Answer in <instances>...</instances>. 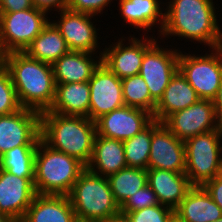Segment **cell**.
<instances>
[{
    "label": "cell",
    "instance_id": "obj_41",
    "mask_svg": "<svg viewBox=\"0 0 222 222\" xmlns=\"http://www.w3.org/2000/svg\"><path fill=\"white\" fill-rule=\"evenodd\" d=\"M169 222H184V221H183L182 219H180L176 214H174V215L170 218Z\"/></svg>",
    "mask_w": 222,
    "mask_h": 222
},
{
    "label": "cell",
    "instance_id": "obj_28",
    "mask_svg": "<svg viewBox=\"0 0 222 222\" xmlns=\"http://www.w3.org/2000/svg\"><path fill=\"white\" fill-rule=\"evenodd\" d=\"M37 145H22L6 151L0 157V169L20 178H34Z\"/></svg>",
    "mask_w": 222,
    "mask_h": 222
},
{
    "label": "cell",
    "instance_id": "obj_40",
    "mask_svg": "<svg viewBox=\"0 0 222 222\" xmlns=\"http://www.w3.org/2000/svg\"><path fill=\"white\" fill-rule=\"evenodd\" d=\"M0 222H14L7 215L0 212Z\"/></svg>",
    "mask_w": 222,
    "mask_h": 222
},
{
    "label": "cell",
    "instance_id": "obj_18",
    "mask_svg": "<svg viewBox=\"0 0 222 222\" xmlns=\"http://www.w3.org/2000/svg\"><path fill=\"white\" fill-rule=\"evenodd\" d=\"M148 185L161 205L175 210L193 187L185 173L163 169H147Z\"/></svg>",
    "mask_w": 222,
    "mask_h": 222
},
{
    "label": "cell",
    "instance_id": "obj_22",
    "mask_svg": "<svg viewBox=\"0 0 222 222\" xmlns=\"http://www.w3.org/2000/svg\"><path fill=\"white\" fill-rule=\"evenodd\" d=\"M127 167L123 141L110 139L96 133L93 153L86 168L91 172L109 177Z\"/></svg>",
    "mask_w": 222,
    "mask_h": 222
},
{
    "label": "cell",
    "instance_id": "obj_34",
    "mask_svg": "<svg viewBox=\"0 0 222 222\" xmlns=\"http://www.w3.org/2000/svg\"><path fill=\"white\" fill-rule=\"evenodd\" d=\"M112 0H68L67 8L76 12L97 15L103 14L106 6L111 5ZM102 12V13H101Z\"/></svg>",
    "mask_w": 222,
    "mask_h": 222
},
{
    "label": "cell",
    "instance_id": "obj_33",
    "mask_svg": "<svg viewBox=\"0 0 222 222\" xmlns=\"http://www.w3.org/2000/svg\"><path fill=\"white\" fill-rule=\"evenodd\" d=\"M157 204H160L157 195L149 185H146L126 200V202L120 207V212L128 213L149 206H155Z\"/></svg>",
    "mask_w": 222,
    "mask_h": 222
},
{
    "label": "cell",
    "instance_id": "obj_17",
    "mask_svg": "<svg viewBox=\"0 0 222 222\" xmlns=\"http://www.w3.org/2000/svg\"><path fill=\"white\" fill-rule=\"evenodd\" d=\"M37 195L34 178H20L0 169V212L21 222Z\"/></svg>",
    "mask_w": 222,
    "mask_h": 222
},
{
    "label": "cell",
    "instance_id": "obj_20",
    "mask_svg": "<svg viewBox=\"0 0 222 222\" xmlns=\"http://www.w3.org/2000/svg\"><path fill=\"white\" fill-rule=\"evenodd\" d=\"M21 222H78L67 195H36Z\"/></svg>",
    "mask_w": 222,
    "mask_h": 222
},
{
    "label": "cell",
    "instance_id": "obj_31",
    "mask_svg": "<svg viewBox=\"0 0 222 222\" xmlns=\"http://www.w3.org/2000/svg\"><path fill=\"white\" fill-rule=\"evenodd\" d=\"M22 109L11 75L0 62V116L15 113Z\"/></svg>",
    "mask_w": 222,
    "mask_h": 222
},
{
    "label": "cell",
    "instance_id": "obj_9",
    "mask_svg": "<svg viewBox=\"0 0 222 222\" xmlns=\"http://www.w3.org/2000/svg\"><path fill=\"white\" fill-rule=\"evenodd\" d=\"M180 49L160 47L157 39L145 50L140 75L151 97L158 102L172 77L178 71Z\"/></svg>",
    "mask_w": 222,
    "mask_h": 222
},
{
    "label": "cell",
    "instance_id": "obj_12",
    "mask_svg": "<svg viewBox=\"0 0 222 222\" xmlns=\"http://www.w3.org/2000/svg\"><path fill=\"white\" fill-rule=\"evenodd\" d=\"M41 133V113L22 108L0 116V157L22 145H38Z\"/></svg>",
    "mask_w": 222,
    "mask_h": 222
},
{
    "label": "cell",
    "instance_id": "obj_43",
    "mask_svg": "<svg viewBox=\"0 0 222 222\" xmlns=\"http://www.w3.org/2000/svg\"><path fill=\"white\" fill-rule=\"evenodd\" d=\"M214 222H222V217Z\"/></svg>",
    "mask_w": 222,
    "mask_h": 222
},
{
    "label": "cell",
    "instance_id": "obj_4",
    "mask_svg": "<svg viewBox=\"0 0 222 222\" xmlns=\"http://www.w3.org/2000/svg\"><path fill=\"white\" fill-rule=\"evenodd\" d=\"M86 166L77 158L54 150L41 139L34 160V187L38 195H68Z\"/></svg>",
    "mask_w": 222,
    "mask_h": 222
},
{
    "label": "cell",
    "instance_id": "obj_27",
    "mask_svg": "<svg viewBox=\"0 0 222 222\" xmlns=\"http://www.w3.org/2000/svg\"><path fill=\"white\" fill-rule=\"evenodd\" d=\"M114 200L121 207L126 200L140 189L148 185L147 170L125 167L107 177Z\"/></svg>",
    "mask_w": 222,
    "mask_h": 222
},
{
    "label": "cell",
    "instance_id": "obj_3",
    "mask_svg": "<svg viewBox=\"0 0 222 222\" xmlns=\"http://www.w3.org/2000/svg\"><path fill=\"white\" fill-rule=\"evenodd\" d=\"M96 133V122L88 117L65 116L49 110L41 113V140L85 166L92 157Z\"/></svg>",
    "mask_w": 222,
    "mask_h": 222
},
{
    "label": "cell",
    "instance_id": "obj_23",
    "mask_svg": "<svg viewBox=\"0 0 222 222\" xmlns=\"http://www.w3.org/2000/svg\"><path fill=\"white\" fill-rule=\"evenodd\" d=\"M174 211L184 222H214L222 217V209L202 186H193Z\"/></svg>",
    "mask_w": 222,
    "mask_h": 222
},
{
    "label": "cell",
    "instance_id": "obj_2",
    "mask_svg": "<svg viewBox=\"0 0 222 222\" xmlns=\"http://www.w3.org/2000/svg\"><path fill=\"white\" fill-rule=\"evenodd\" d=\"M9 71L22 108L42 113L50 110L55 99L52 65L29 57L25 52L1 56Z\"/></svg>",
    "mask_w": 222,
    "mask_h": 222
},
{
    "label": "cell",
    "instance_id": "obj_30",
    "mask_svg": "<svg viewBox=\"0 0 222 222\" xmlns=\"http://www.w3.org/2000/svg\"><path fill=\"white\" fill-rule=\"evenodd\" d=\"M152 122L132 138L123 141L127 167L148 169Z\"/></svg>",
    "mask_w": 222,
    "mask_h": 222
},
{
    "label": "cell",
    "instance_id": "obj_35",
    "mask_svg": "<svg viewBox=\"0 0 222 222\" xmlns=\"http://www.w3.org/2000/svg\"><path fill=\"white\" fill-rule=\"evenodd\" d=\"M222 209V172L202 186Z\"/></svg>",
    "mask_w": 222,
    "mask_h": 222
},
{
    "label": "cell",
    "instance_id": "obj_15",
    "mask_svg": "<svg viewBox=\"0 0 222 222\" xmlns=\"http://www.w3.org/2000/svg\"><path fill=\"white\" fill-rule=\"evenodd\" d=\"M88 83L90 88L89 118L92 121L125 106L121 79L103 63L94 71Z\"/></svg>",
    "mask_w": 222,
    "mask_h": 222
},
{
    "label": "cell",
    "instance_id": "obj_29",
    "mask_svg": "<svg viewBox=\"0 0 222 222\" xmlns=\"http://www.w3.org/2000/svg\"><path fill=\"white\" fill-rule=\"evenodd\" d=\"M125 106L145 110L153 115L156 101L151 97L148 86L140 74L121 80Z\"/></svg>",
    "mask_w": 222,
    "mask_h": 222
},
{
    "label": "cell",
    "instance_id": "obj_1",
    "mask_svg": "<svg viewBox=\"0 0 222 222\" xmlns=\"http://www.w3.org/2000/svg\"><path fill=\"white\" fill-rule=\"evenodd\" d=\"M167 5L160 32L163 39L178 36L210 48L219 46L222 31L213 0H170Z\"/></svg>",
    "mask_w": 222,
    "mask_h": 222
},
{
    "label": "cell",
    "instance_id": "obj_14",
    "mask_svg": "<svg viewBox=\"0 0 222 222\" xmlns=\"http://www.w3.org/2000/svg\"><path fill=\"white\" fill-rule=\"evenodd\" d=\"M58 14L61 17L60 20H53L52 23L65 39L68 48L71 51L96 54L100 43H98L96 25L91 21L95 15L68 8L58 11Z\"/></svg>",
    "mask_w": 222,
    "mask_h": 222
},
{
    "label": "cell",
    "instance_id": "obj_5",
    "mask_svg": "<svg viewBox=\"0 0 222 222\" xmlns=\"http://www.w3.org/2000/svg\"><path fill=\"white\" fill-rule=\"evenodd\" d=\"M78 222H102L120 212L107 177L85 168L67 195Z\"/></svg>",
    "mask_w": 222,
    "mask_h": 222
},
{
    "label": "cell",
    "instance_id": "obj_19",
    "mask_svg": "<svg viewBox=\"0 0 222 222\" xmlns=\"http://www.w3.org/2000/svg\"><path fill=\"white\" fill-rule=\"evenodd\" d=\"M101 63L102 54L70 50L52 64L55 85L89 81Z\"/></svg>",
    "mask_w": 222,
    "mask_h": 222
},
{
    "label": "cell",
    "instance_id": "obj_6",
    "mask_svg": "<svg viewBox=\"0 0 222 222\" xmlns=\"http://www.w3.org/2000/svg\"><path fill=\"white\" fill-rule=\"evenodd\" d=\"M222 130L198 134L184 142L185 174L192 186H203L222 172Z\"/></svg>",
    "mask_w": 222,
    "mask_h": 222
},
{
    "label": "cell",
    "instance_id": "obj_26",
    "mask_svg": "<svg viewBox=\"0 0 222 222\" xmlns=\"http://www.w3.org/2000/svg\"><path fill=\"white\" fill-rule=\"evenodd\" d=\"M69 51L65 39L50 20L24 52L33 59L52 65Z\"/></svg>",
    "mask_w": 222,
    "mask_h": 222
},
{
    "label": "cell",
    "instance_id": "obj_7",
    "mask_svg": "<svg viewBox=\"0 0 222 222\" xmlns=\"http://www.w3.org/2000/svg\"><path fill=\"white\" fill-rule=\"evenodd\" d=\"M47 15L36 7L0 12V57L10 52H24L50 21Z\"/></svg>",
    "mask_w": 222,
    "mask_h": 222
},
{
    "label": "cell",
    "instance_id": "obj_11",
    "mask_svg": "<svg viewBox=\"0 0 222 222\" xmlns=\"http://www.w3.org/2000/svg\"><path fill=\"white\" fill-rule=\"evenodd\" d=\"M148 37L144 35L139 39L132 35L127 37L129 43L123 37L115 43L112 42L105 50L99 51L102 54V63L121 80L138 75L145 50L156 40V37Z\"/></svg>",
    "mask_w": 222,
    "mask_h": 222
},
{
    "label": "cell",
    "instance_id": "obj_10",
    "mask_svg": "<svg viewBox=\"0 0 222 222\" xmlns=\"http://www.w3.org/2000/svg\"><path fill=\"white\" fill-rule=\"evenodd\" d=\"M163 124L181 141L212 130H222L214 104L209 99H199L193 105L172 113Z\"/></svg>",
    "mask_w": 222,
    "mask_h": 222
},
{
    "label": "cell",
    "instance_id": "obj_16",
    "mask_svg": "<svg viewBox=\"0 0 222 222\" xmlns=\"http://www.w3.org/2000/svg\"><path fill=\"white\" fill-rule=\"evenodd\" d=\"M153 120V115L145 110L123 106L98 118L96 132L106 138L124 141L145 129Z\"/></svg>",
    "mask_w": 222,
    "mask_h": 222
},
{
    "label": "cell",
    "instance_id": "obj_36",
    "mask_svg": "<svg viewBox=\"0 0 222 222\" xmlns=\"http://www.w3.org/2000/svg\"><path fill=\"white\" fill-rule=\"evenodd\" d=\"M33 7L32 0H0V12H18Z\"/></svg>",
    "mask_w": 222,
    "mask_h": 222
},
{
    "label": "cell",
    "instance_id": "obj_25",
    "mask_svg": "<svg viewBox=\"0 0 222 222\" xmlns=\"http://www.w3.org/2000/svg\"><path fill=\"white\" fill-rule=\"evenodd\" d=\"M160 0H119V11L123 21L136 29L149 30L158 25V34L162 31L165 21Z\"/></svg>",
    "mask_w": 222,
    "mask_h": 222
},
{
    "label": "cell",
    "instance_id": "obj_37",
    "mask_svg": "<svg viewBox=\"0 0 222 222\" xmlns=\"http://www.w3.org/2000/svg\"><path fill=\"white\" fill-rule=\"evenodd\" d=\"M34 7L48 13L52 11H60L67 8L68 0H32Z\"/></svg>",
    "mask_w": 222,
    "mask_h": 222
},
{
    "label": "cell",
    "instance_id": "obj_42",
    "mask_svg": "<svg viewBox=\"0 0 222 222\" xmlns=\"http://www.w3.org/2000/svg\"><path fill=\"white\" fill-rule=\"evenodd\" d=\"M218 48L220 49V51L222 52V40H220L219 46Z\"/></svg>",
    "mask_w": 222,
    "mask_h": 222
},
{
    "label": "cell",
    "instance_id": "obj_13",
    "mask_svg": "<svg viewBox=\"0 0 222 222\" xmlns=\"http://www.w3.org/2000/svg\"><path fill=\"white\" fill-rule=\"evenodd\" d=\"M184 141L178 139L162 122L152 121V140L148 169L185 173Z\"/></svg>",
    "mask_w": 222,
    "mask_h": 222
},
{
    "label": "cell",
    "instance_id": "obj_38",
    "mask_svg": "<svg viewBox=\"0 0 222 222\" xmlns=\"http://www.w3.org/2000/svg\"><path fill=\"white\" fill-rule=\"evenodd\" d=\"M212 101L214 104L217 120L222 125V80L216 93V96L213 98Z\"/></svg>",
    "mask_w": 222,
    "mask_h": 222
},
{
    "label": "cell",
    "instance_id": "obj_21",
    "mask_svg": "<svg viewBox=\"0 0 222 222\" xmlns=\"http://www.w3.org/2000/svg\"><path fill=\"white\" fill-rule=\"evenodd\" d=\"M199 99L194 88L178 70L156 103L153 119L163 123L172 113L193 105Z\"/></svg>",
    "mask_w": 222,
    "mask_h": 222
},
{
    "label": "cell",
    "instance_id": "obj_8",
    "mask_svg": "<svg viewBox=\"0 0 222 222\" xmlns=\"http://www.w3.org/2000/svg\"><path fill=\"white\" fill-rule=\"evenodd\" d=\"M210 50L202 56L180 51L178 70L200 99L213 100L222 80V52L218 47Z\"/></svg>",
    "mask_w": 222,
    "mask_h": 222
},
{
    "label": "cell",
    "instance_id": "obj_39",
    "mask_svg": "<svg viewBox=\"0 0 222 222\" xmlns=\"http://www.w3.org/2000/svg\"><path fill=\"white\" fill-rule=\"evenodd\" d=\"M102 222H130L128 216L122 212L110 216Z\"/></svg>",
    "mask_w": 222,
    "mask_h": 222
},
{
    "label": "cell",
    "instance_id": "obj_32",
    "mask_svg": "<svg viewBox=\"0 0 222 222\" xmlns=\"http://www.w3.org/2000/svg\"><path fill=\"white\" fill-rule=\"evenodd\" d=\"M128 216L130 222H169L175 211L157 204L137 211L124 213Z\"/></svg>",
    "mask_w": 222,
    "mask_h": 222
},
{
    "label": "cell",
    "instance_id": "obj_24",
    "mask_svg": "<svg viewBox=\"0 0 222 222\" xmlns=\"http://www.w3.org/2000/svg\"><path fill=\"white\" fill-rule=\"evenodd\" d=\"M89 107L90 88L88 81L56 84L55 99L50 112L89 118Z\"/></svg>",
    "mask_w": 222,
    "mask_h": 222
}]
</instances>
